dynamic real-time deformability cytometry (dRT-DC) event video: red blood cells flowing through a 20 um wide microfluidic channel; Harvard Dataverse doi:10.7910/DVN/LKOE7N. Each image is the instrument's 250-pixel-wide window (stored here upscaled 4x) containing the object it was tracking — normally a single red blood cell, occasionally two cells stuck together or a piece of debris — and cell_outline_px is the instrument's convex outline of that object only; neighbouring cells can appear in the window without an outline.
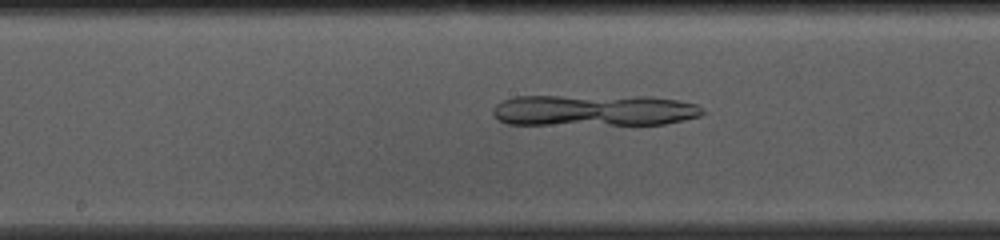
{"species": "common noctule bat (a hibernating species)", "species_latin": "Nyctalus noctula", "temperature_condition": "cold", "stored_images_in_passage": 53, "camera_frame_rate_fps": 3000, "um_per_image_px": 0.085, "animal": {"sex": "female", "body_mass_g": 10.0, "forearm_length_mm": 53.1}, "frame": {"image": 1, "passage_image": 26, "time_ms": 8.333, "image_size_px": [1000, 240], "cell_outline_px": [[704, 112], [700, 116], [684, 120], [664, 124], [508, 124], [500, 120], [492, 112], [492, 108], [496, 104], [504, 100], [516, 96], [648, 96], [676, 100], [696, 104]], "centroid_in_image_um": [50.48, 9.37], "position_along_channel_um": 197.7, "area_um2": 38.26}}